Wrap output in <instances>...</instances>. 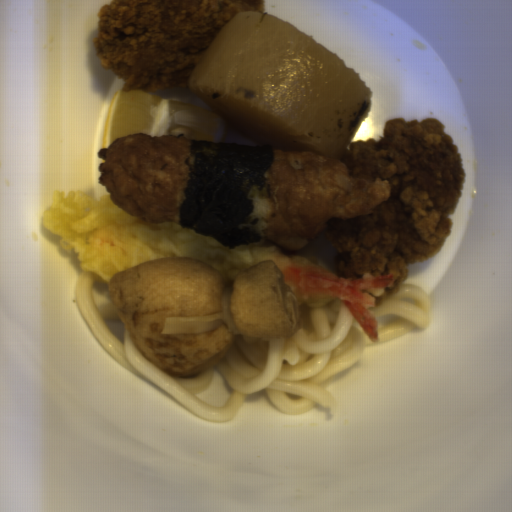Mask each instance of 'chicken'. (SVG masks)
<instances>
[{
	"mask_svg": "<svg viewBox=\"0 0 512 512\" xmlns=\"http://www.w3.org/2000/svg\"><path fill=\"white\" fill-rule=\"evenodd\" d=\"M435 118L386 121L378 140L351 141L343 159L349 175L389 180L391 197L371 215L331 218L322 234L332 246L339 278L393 275L374 301L387 303L409 278L406 266L428 261L445 245L466 174L458 145Z\"/></svg>",
	"mask_w": 512,
	"mask_h": 512,
	"instance_id": "ae283196",
	"label": "chicken"
},
{
	"mask_svg": "<svg viewBox=\"0 0 512 512\" xmlns=\"http://www.w3.org/2000/svg\"><path fill=\"white\" fill-rule=\"evenodd\" d=\"M245 12L265 13L263 0H113L98 13L95 55L122 92L189 88L217 35Z\"/></svg>",
	"mask_w": 512,
	"mask_h": 512,
	"instance_id": "52989762",
	"label": "chicken"
}]
</instances>
